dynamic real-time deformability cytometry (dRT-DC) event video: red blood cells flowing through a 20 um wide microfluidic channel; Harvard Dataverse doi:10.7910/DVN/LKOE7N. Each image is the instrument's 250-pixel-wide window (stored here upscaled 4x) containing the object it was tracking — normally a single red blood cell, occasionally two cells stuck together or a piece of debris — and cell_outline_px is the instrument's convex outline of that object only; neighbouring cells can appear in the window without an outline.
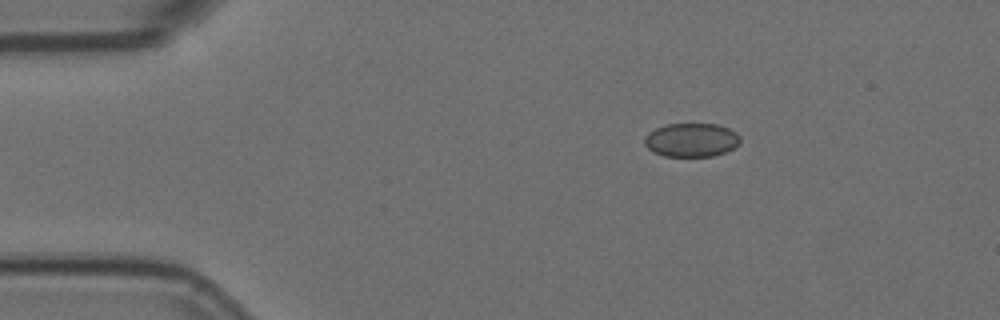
{"species": "Egyptian fruit bat (a non-hibernating species)", "species_latin": "Rousettus aegyptiacus", "temperature_condition": "room temperature", "stored_images_in_passage": 3, "camera_frame_rate_fps": 3000, "um_per_image_px": 0.085, "animal": {"sex": "female"}, "frame": {"image": 1, "passage_image": 1, "time_ms": 0.0, "image_size_px": [1000, 320], "cell_outline_px": [[740, 144], [724, 152], [712, 156], [664, 156], [648, 148], [644, 144], [644, 136], [648, 132], [656, 128], [668, 124], [716, 124], [728, 128], [736, 132], [740, 136]], "centroid_in_image_um": [58.77, 11.89], "position_along_channel_um": 26.2, "area_um2": 18.73}}